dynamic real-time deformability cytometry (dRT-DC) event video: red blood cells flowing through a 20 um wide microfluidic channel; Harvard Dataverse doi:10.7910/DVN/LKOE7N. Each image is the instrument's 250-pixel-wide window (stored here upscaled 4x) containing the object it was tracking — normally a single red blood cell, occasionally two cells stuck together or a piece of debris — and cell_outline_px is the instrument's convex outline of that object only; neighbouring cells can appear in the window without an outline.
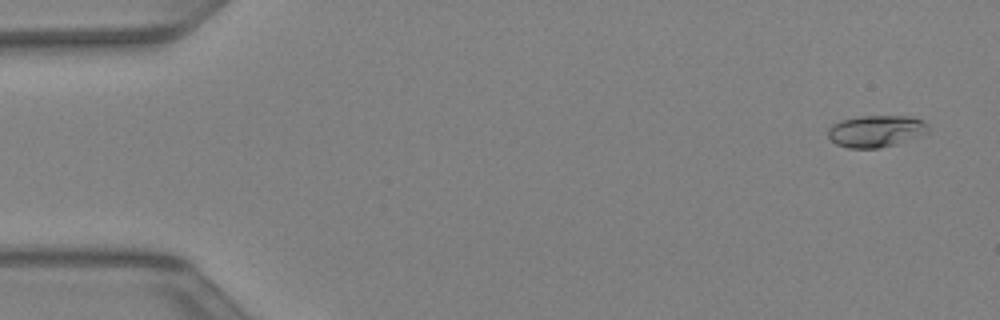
{"species": "Egyptian fruit bat (a non-hibernating species)", "species_latin": "Rousettus aegyptiacus", "temperature_condition": "warm", "stored_images_in_passage": 42, "camera_frame_rate_fps": 3000, "um_per_image_px": 0.085, "animal": {"sex": "female"}, "frame": {"image": 1, "passage_image": 1, "time_ms": 0.0, "image_size_px": [1000, 320], "cell_outline_px": [[928, 132], [920, 136], [896, 144], [880, 148], [848, 148], [836, 144], [828, 136], [828, 128], [832, 124], [840, 120], [860, 116], [912, 116], [924, 120], [928, 124]], "centroid_in_image_um": [74.47, 11.14], "position_along_channel_um": 10.5, "area_um2": 18.79}}
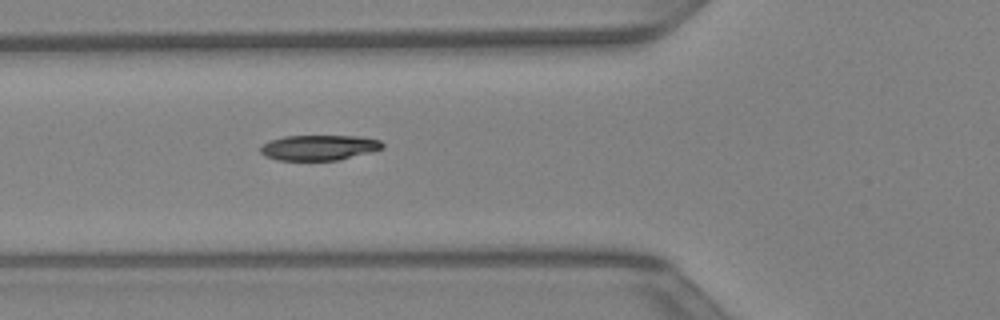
{"frame": {"image": 2, "passage_image": 15, "time_ms": 4.667, "image_size_px": [1000, 320], "cell_outline_px": [[384, 148], [372, 152], [340, 160], [276, 160], [264, 156], [260, 152], [260, 148], [268, 140], [284, 136], [360, 136], [380, 140], [384, 144]], "centroid_in_image_um": [27.13, 12.55], "position_along_channel_um": 98.7, "area_um2": 18.21}}
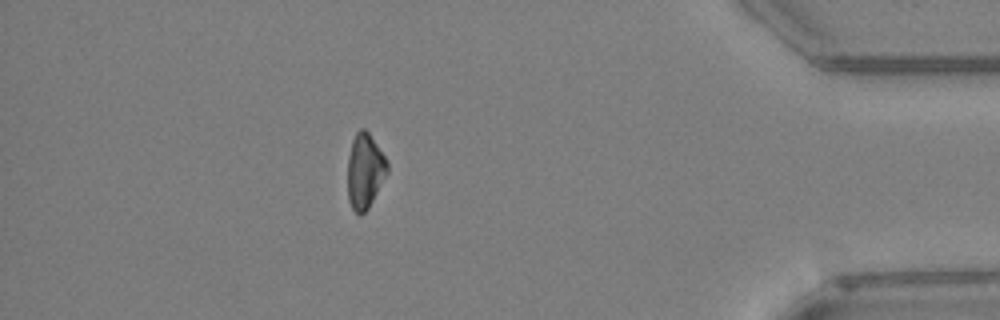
{"frame": {"image": 3, "passage_image": 37, "time_ms": 12.0, "image_size_px": [1000, 320], "cell_outline_px": [[388, 172], [368, 208], [364, 212], [356, 212], [352, 208], [348, 200], [348, 156], [352, 140], [356, 132], [360, 128], [364, 128], [368, 132], [388, 160]], "centroid_in_image_um": [31.02, 14.49], "position_along_channel_um": 404.2, "area_um2": 17.22}}